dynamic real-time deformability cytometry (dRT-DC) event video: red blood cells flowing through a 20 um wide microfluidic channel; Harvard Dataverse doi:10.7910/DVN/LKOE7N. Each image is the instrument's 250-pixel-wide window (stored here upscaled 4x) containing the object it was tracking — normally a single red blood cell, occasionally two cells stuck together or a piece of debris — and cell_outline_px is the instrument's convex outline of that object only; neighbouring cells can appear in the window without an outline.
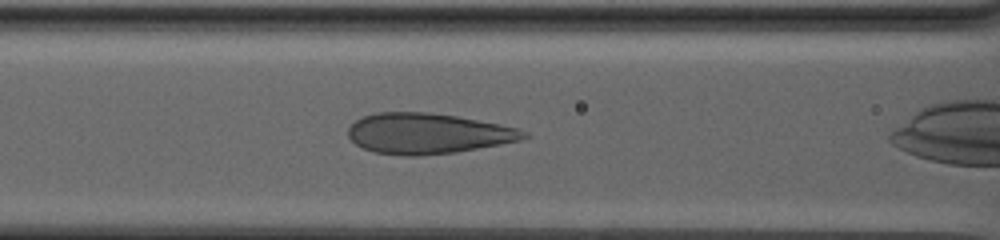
{"species": "human", "species_latin": "Homo sapiens", "temperature_condition": "warm", "stored_images_in_passage": 50, "camera_frame_rate_fps": 3000, "um_per_image_px": 0.085, "donor": {"sex": "male"}, "frame": {"image": 1, "passage_image": 19, "time_ms": 6.0, "image_size_px": [1000, 240], "cell_outline_px": [[532, 136], [520, 140], [500, 144], [456, 152], [416, 156], [404, 156], [372, 152], [356, 144], [348, 136], [348, 128], [356, 120], [364, 116], [376, 112], [428, 112], [456, 116], [500, 124], [516, 128], [528, 132]], "centroid_in_image_um": [36.36, 11.35], "position_along_channel_um": 130.2, "area_um2": 41.5}}
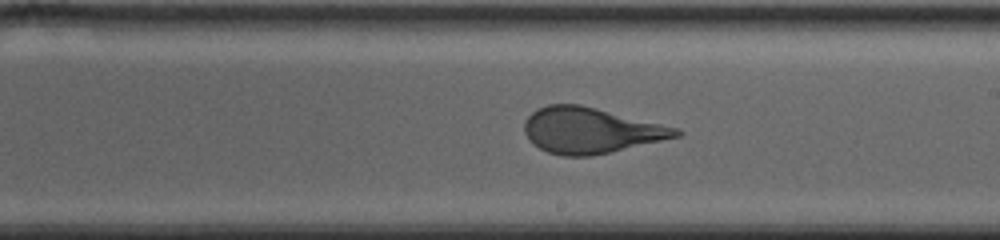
{"frame": {"image": 2, "passage_image": 32, "time_ms": 10.333, "image_size_px": [1000, 240], "cell_outline_px": [[684, 132], [680, 136], [592, 156], [564, 156], [548, 152], [532, 144], [524, 132], [524, 120], [536, 108], [548, 104], [580, 104], [680, 128]], "centroid_in_image_um": [50.19, 11.08], "position_along_channel_um": 238.8, "area_um2": 40.46}}
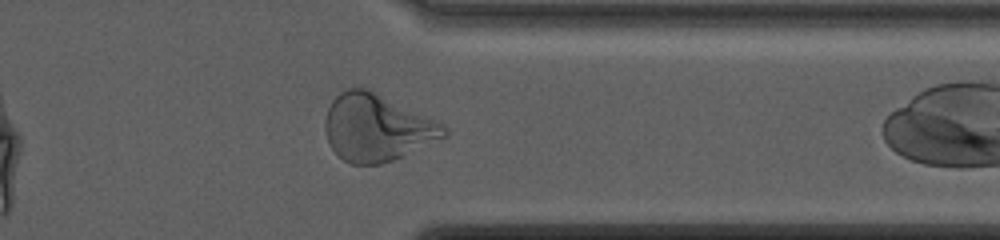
{"frame": {"image": 3, "passage_image": 49, "time_ms": 16.0, "image_size_px": [1000, 240], "cell_outline_px": [[448, 136], [392, 160], [380, 164], [352, 164], [344, 160], [332, 148], [328, 140], [324, 128], [324, 120], [328, 108], [332, 100], [340, 92], [348, 88], [372, 88], [444, 124], [448, 128]], "centroid_in_image_um": [32.05, 10.81], "position_along_channel_um": 379.4, "area_um2": 46.76}}